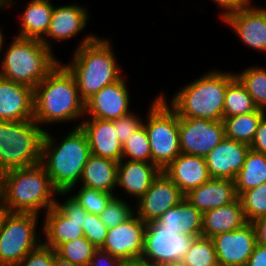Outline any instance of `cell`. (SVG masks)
<instances>
[{"instance_id":"6da1fadb","label":"cell","mask_w":266,"mask_h":266,"mask_svg":"<svg viewBox=\"0 0 266 266\" xmlns=\"http://www.w3.org/2000/svg\"><path fill=\"white\" fill-rule=\"evenodd\" d=\"M86 35L73 52L72 60L63 64L74 76L84 102L104 86L119 80L123 70L116 61L109 39L97 34Z\"/></svg>"},{"instance_id":"7a4b0ae2","label":"cell","mask_w":266,"mask_h":266,"mask_svg":"<svg viewBox=\"0 0 266 266\" xmlns=\"http://www.w3.org/2000/svg\"><path fill=\"white\" fill-rule=\"evenodd\" d=\"M84 114L85 102L80 97L75 78L60 61L34 88L33 119L43 127L73 120L78 122L83 120Z\"/></svg>"},{"instance_id":"3957f363","label":"cell","mask_w":266,"mask_h":266,"mask_svg":"<svg viewBox=\"0 0 266 266\" xmlns=\"http://www.w3.org/2000/svg\"><path fill=\"white\" fill-rule=\"evenodd\" d=\"M57 193L42 163L1 174L0 202L7 212L46 213Z\"/></svg>"},{"instance_id":"277c9868","label":"cell","mask_w":266,"mask_h":266,"mask_svg":"<svg viewBox=\"0 0 266 266\" xmlns=\"http://www.w3.org/2000/svg\"><path fill=\"white\" fill-rule=\"evenodd\" d=\"M49 132L46 130L44 135L41 163L54 188L58 192L70 193L79 184L83 167L91 155L87 135L81 127H72L58 141Z\"/></svg>"},{"instance_id":"5b68a950","label":"cell","mask_w":266,"mask_h":266,"mask_svg":"<svg viewBox=\"0 0 266 266\" xmlns=\"http://www.w3.org/2000/svg\"><path fill=\"white\" fill-rule=\"evenodd\" d=\"M235 78V72L212 69L178 88L179 91L170 100H167L164 92H161V96L177 112L178 117L223 120L226 89Z\"/></svg>"},{"instance_id":"8992f818","label":"cell","mask_w":266,"mask_h":266,"mask_svg":"<svg viewBox=\"0 0 266 266\" xmlns=\"http://www.w3.org/2000/svg\"><path fill=\"white\" fill-rule=\"evenodd\" d=\"M2 54L0 75L33 89L61 61L39 39L19 36L14 37L9 47L4 46Z\"/></svg>"},{"instance_id":"52a82bcc","label":"cell","mask_w":266,"mask_h":266,"mask_svg":"<svg viewBox=\"0 0 266 266\" xmlns=\"http://www.w3.org/2000/svg\"><path fill=\"white\" fill-rule=\"evenodd\" d=\"M46 130L34 119L0 121V173L41 163Z\"/></svg>"},{"instance_id":"ba28073f","label":"cell","mask_w":266,"mask_h":266,"mask_svg":"<svg viewBox=\"0 0 266 266\" xmlns=\"http://www.w3.org/2000/svg\"><path fill=\"white\" fill-rule=\"evenodd\" d=\"M144 119L150 142L151 163L162 171L181 153L179 117L161 93L151 101Z\"/></svg>"},{"instance_id":"9c48e42d","label":"cell","mask_w":266,"mask_h":266,"mask_svg":"<svg viewBox=\"0 0 266 266\" xmlns=\"http://www.w3.org/2000/svg\"><path fill=\"white\" fill-rule=\"evenodd\" d=\"M40 216L34 213L4 212L0 222V266H17L42 243L41 233H36Z\"/></svg>"},{"instance_id":"30bf717a","label":"cell","mask_w":266,"mask_h":266,"mask_svg":"<svg viewBox=\"0 0 266 266\" xmlns=\"http://www.w3.org/2000/svg\"><path fill=\"white\" fill-rule=\"evenodd\" d=\"M69 192H58L56 196H69L62 203L56 200V205L44 214L41 227L42 243L56 250L61 244L84 237L83 224L87 211Z\"/></svg>"},{"instance_id":"8fae6325","label":"cell","mask_w":266,"mask_h":266,"mask_svg":"<svg viewBox=\"0 0 266 266\" xmlns=\"http://www.w3.org/2000/svg\"><path fill=\"white\" fill-rule=\"evenodd\" d=\"M194 237L177 234L164 228L157 220L146 224L144 232V259L161 265L180 264Z\"/></svg>"},{"instance_id":"7c38bea8","label":"cell","mask_w":266,"mask_h":266,"mask_svg":"<svg viewBox=\"0 0 266 266\" xmlns=\"http://www.w3.org/2000/svg\"><path fill=\"white\" fill-rule=\"evenodd\" d=\"M179 138L182 153L206 157L225 138L223 120L179 117Z\"/></svg>"},{"instance_id":"4fadbf2b","label":"cell","mask_w":266,"mask_h":266,"mask_svg":"<svg viewBox=\"0 0 266 266\" xmlns=\"http://www.w3.org/2000/svg\"><path fill=\"white\" fill-rule=\"evenodd\" d=\"M184 196L178 186L161 171L151 187L136 201L135 214L145 224L150 223L177 205Z\"/></svg>"},{"instance_id":"5bb4252c","label":"cell","mask_w":266,"mask_h":266,"mask_svg":"<svg viewBox=\"0 0 266 266\" xmlns=\"http://www.w3.org/2000/svg\"><path fill=\"white\" fill-rule=\"evenodd\" d=\"M127 77L104 86L85 102L84 118L115 120L131 113V98L128 90ZM88 116V117H87Z\"/></svg>"},{"instance_id":"9a60e30c","label":"cell","mask_w":266,"mask_h":266,"mask_svg":"<svg viewBox=\"0 0 266 266\" xmlns=\"http://www.w3.org/2000/svg\"><path fill=\"white\" fill-rule=\"evenodd\" d=\"M146 224L134 213L123 223L109 228L102 250L113 257L130 260L142 256Z\"/></svg>"},{"instance_id":"2e32d148","label":"cell","mask_w":266,"mask_h":266,"mask_svg":"<svg viewBox=\"0 0 266 266\" xmlns=\"http://www.w3.org/2000/svg\"><path fill=\"white\" fill-rule=\"evenodd\" d=\"M222 22L232 28L244 46L266 53V8L257 7L252 1Z\"/></svg>"},{"instance_id":"e0dca14e","label":"cell","mask_w":266,"mask_h":266,"mask_svg":"<svg viewBox=\"0 0 266 266\" xmlns=\"http://www.w3.org/2000/svg\"><path fill=\"white\" fill-rule=\"evenodd\" d=\"M219 266H245L255 245V230L251 222L243 227L214 236Z\"/></svg>"},{"instance_id":"ac0fdd59","label":"cell","mask_w":266,"mask_h":266,"mask_svg":"<svg viewBox=\"0 0 266 266\" xmlns=\"http://www.w3.org/2000/svg\"><path fill=\"white\" fill-rule=\"evenodd\" d=\"M79 3L54 6L50 25L46 35L40 40L46 47L52 49V41L63 42L77 37L89 22V11ZM51 40V43H50Z\"/></svg>"},{"instance_id":"d6986e66","label":"cell","mask_w":266,"mask_h":266,"mask_svg":"<svg viewBox=\"0 0 266 266\" xmlns=\"http://www.w3.org/2000/svg\"><path fill=\"white\" fill-rule=\"evenodd\" d=\"M249 150L248 144L225 137L205 157L211 178L234 181L243 167Z\"/></svg>"},{"instance_id":"ffe728a7","label":"cell","mask_w":266,"mask_h":266,"mask_svg":"<svg viewBox=\"0 0 266 266\" xmlns=\"http://www.w3.org/2000/svg\"><path fill=\"white\" fill-rule=\"evenodd\" d=\"M34 89L0 75V121L32 120Z\"/></svg>"},{"instance_id":"44dd1931","label":"cell","mask_w":266,"mask_h":266,"mask_svg":"<svg viewBox=\"0 0 266 266\" xmlns=\"http://www.w3.org/2000/svg\"><path fill=\"white\" fill-rule=\"evenodd\" d=\"M76 127H81L86 133L92 155L116 162L122 160V145L118 140L113 120L83 118L76 123Z\"/></svg>"},{"instance_id":"7402d4cb","label":"cell","mask_w":266,"mask_h":266,"mask_svg":"<svg viewBox=\"0 0 266 266\" xmlns=\"http://www.w3.org/2000/svg\"><path fill=\"white\" fill-rule=\"evenodd\" d=\"M163 172L185 195L211 179L205 157L180 153Z\"/></svg>"},{"instance_id":"603a6c76","label":"cell","mask_w":266,"mask_h":266,"mask_svg":"<svg viewBox=\"0 0 266 266\" xmlns=\"http://www.w3.org/2000/svg\"><path fill=\"white\" fill-rule=\"evenodd\" d=\"M161 171L151 162L122 159L118 162L117 187L138 201Z\"/></svg>"},{"instance_id":"cb8c5ba5","label":"cell","mask_w":266,"mask_h":266,"mask_svg":"<svg viewBox=\"0 0 266 266\" xmlns=\"http://www.w3.org/2000/svg\"><path fill=\"white\" fill-rule=\"evenodd\" d=\"M202 213L234 202L238 195L235 182L228 179L211 178L184 196Z\"/></svg>"},{"instance_id":"d4e9b609","label":"cell","mask_w":266,"mask_h":266,"mask_svg":"<svg viewBox=\"0 0 266 266\" xmlns=\"http://www.w3.org/2000/svg\"><path fill=\"white\" fill-rule=\"evenodd\" d=\"M247 222L239 197L232 203L206 211L202 217V236H214L237 230Z\"/></svg>"},{"instance_id":"484cf974","label":"cell","mask_w":266,"mask_h":266,"mask_svg":"<svg viewBox=\"0 0 266 266\" xmlns=\"http://www.w3.org/2000/svg\"><path fill=\"white\" fill-rule=\"evenodd\" d=\"M118 162L90 155L83 167L81 180L77 186H85L98 191L116 194Z\"/></svg>"},{"instance_id":"4316f807","label":"cell","mask_w":266,"mask_h":266,"mask_svg":"<svg viewBox=\"0 0 266 266\" xmlns=\"http://www.w3.org/2000/svg\"><path fill=\"white\" fill-rule=\"evenodd\" d=\"M202 217L203 213L184 197L157 221L163 224L164 228L175 230L177 234H187L195 238L202 236Z\"/></svg>"},{"instance_id":"83f0119b","label":"cell","mask_w":266,"mask_h":266,"mask_svg":"<svg viewBox=\"0 0 266 266\" xmlns=\"http://www.w3.org/2000/svg\"><path fill=\"white\" fill-rule=\"evenodd\" d=\"M51 0H31L20 15L19 37L41 40L47 33L52 13Z\"/></svg>"},{"instance_id":"f1b7e54d","label":"cell","mask_w":266,"mask_h":266,"mask_svg":"<svg viewBox=\"0 0 266 266\" xmlns=\"http://www.w3.org/2000/svg\"><path fill=\"white\" fill-rule=\"evenodd\" d=\"M234 182L238 197L244 191L266 183V154L250 149Z\"/></svg>"},{"instance_id":"f546056e","label":"cell","mask_w":266,"mask_h":266,"mask_svg":"<svg viewBox=\"0 0 266 266\" xmlns=\"http://www.w3.org/2000/svg\"><path fill=\"white\" fill-rule=\"evenodd\" d=\"M265 115L266 111L257 108L248 114L223 118L225 137L250 145Z\"/></svg>"},{"instance_id":"4dcf8cb0","label":"cell","mask_w":266,"mask_h":266,"mask_svg":"<svg viewBox=\"0 0 266 266\" xmlns=\"http://www.w3.org/2000/svg\"><path fill=\"white\" fill-rule=\"evenodd\" d=\"M239 72L235 77L245 87L255 106L266 111V68L254 65Z\"/></svg>"},{"instance_id":"1f68e13d","label":"cell","mask_w":266,"mask_h":266,"mask_svg":"<svg viewBox=\"0 0 266 266\" xmlns=\"http://www.w3.org/2000/svg\"><path fill=\"white\" fill-rule=\"evenodd\" d=\"M256 109L257 107L245 87L235 78L226 89L223 118L248 114Z\"/></svg>"},{"instance_id":"d6a6232c","label":"cell","mask_w":266,"mask_h":266,"mask_svg":"<svg viewBox=\"0 0 266 266\" xmlns=\"http://www.w3.org/2000/svg\"><path fill=\"white\" fill-rule=\"evenodd\" d=\"M183 266H219L213 239L195 237L181 261Z\"/></svg>"},{"instance_id":"836d02e7","label":"cell","mask_w":266,"mask_h":266,"mask_svg":"<svg viewBox=\"0 0 266 266\" xmlns=\"http://www.w3.org/2000/svg\"><path fill=\"white\" fill-rule=\"evenodd\" d=\"M97 248L84 236L61 244L55 251L62 259L78 266H88Z\"/></svg>"},{"instance_id":"e575fe53","label":"cell","mask_w":266,"mask_h":266,"mask_svg":"<svg viewBox=\"0 0 266 266\" xmlns=\"http://www.w3.org/2000/svg\"><path fill=\"white\" fill-rule=\"evenodd\" d=\"M122 159L151 162L150 142L144 125L135 131L122 145Z\"/></svg>"},{"instance_id":"d590c367","label":"cell","mask_w":266,"mask_h":266,"mask_svg":"<svg viewBox=\"0 0 266 266\" xmlns=\"http://www.w3.org/2000/svg\"><path fill=\"white\" fill-rule=\"evenodd\" d=\"M239 199L247 222L266 216V183L244 191Z\"/></svg>"},{"instance_id":"8d00e7d4","label":"cell","mask_w":266,"mask_h":266,"mask_svg":"<svg viewBox=\"0 0 266 266\" xmlns=\"http://www.w3.org/2000/svg\"><path fill=\"white\" fill-rule=\"evenodd\" d=\"M77 191L78 192H75L76 194H72V196L88 213L96 215H100L109 201L116 196L85 186H80Z\"/></svg>"},{"instance_id":"74e56055","label":"cell","mask_w":266,"mask_h":266,"mask_svg":"<svg viewBox=\"0 0 266 266\" xmlns=\"http://www.w3.org/2000/svg\"><path fill=\"white\" fill-rule=\"evenodd\" d=\"M134 213L133 206L116 194L99 216L103 224L109 229L123 223Z\"/></svg>"},{"instance_id":"f35d334b","label":"cell","mask_w":266,"mask_h":266,"mask_svg":"<svg viewBox=\"0 0 266 266\" xmlns=\"http://www.w3.org/2000/svg\"><path fill=\"white\" fill-rule=\"evenodd\" d=\"M84 236L97 248L100 249L105 243L108 228L103 224L99 215L86 213L83 224Z\"/></svg>"},{"instance_id":"ab89813d","label":"cell","mask_w":266,"mask_h":266,"mask_svg":"<svg viewBox=\"0 0 266 266\" xmlns=\"http://www.w3.org/2000/svg\"><path fill=\"white\" fill-rule=\"evenodd\" d=\"M143 121V118L139 117L136 112H131L113 120V125L116 128L117 137L121 145L143 125Z\"/></svg>"},{"instance_id":"60d3db41","label":"cell","mask_w":266,"mask_h":266,"mask_svg":"<svg viewBox=\"0 0 266 266\" xmlns=\"http://www.w3.org/2000/svg\"><path fill=\"white\" fill-rule=\"evenodd\" d=\"M54 249L41 243L30 251L17 266H52Z\"/></svg>"},{"instance_id":"b9f144b4","label":"cell","mask_w":266,"mask_h":266,"mask_svg":"<svg viewBox=\"0 0 266 266\" xmlns=\"http://www.w3.org/2000/svg\"><path fill=\"white\" fill-rule=\"evenodd\" d=\"M88 266H127V260L113 257L100 248L95 250Z\"/></svg>"},{"instance_id":"7bdbcfd3","label":"cell","mask_w":266,"mask_h":266,"mask_svg":"<svg viewBox=\"0 0 266 266\" xmlns=\"http://www.w3.org/2000/svg\"><path fill=\"white\" fill-rule=\"evenodd\" d=\"M252 1L253 0H213L217 7H220L219 10L222 9L221 14L219 13L221 21L239 9L248 6Z\"/></svg>"},{"instance_id":"ee69618b","label":"cell","mask_w":266,"mask_h":266,"mask_svg":"<svg viewBox=\"0 0 266 266\" xmlns=\"http://www.w3.org/2000/svg\"><path fill=\"white\" fill-rule=\"evenodd\" d=\"M249 147L253 151L266 154V115L261 119Z\"/></svg>"},{"instance_id":"f6af8a7d","label":"cell","mask_w":266,"mask_h":266,"mask_svg":"<svg viewBox=\"0 0 266 266\" xmlns=\"http://www.w3.org/2000/svg\"><path fill=\"white\" fill-rule=\"evenodd\" d=\"M245 266H266V245L256 244Z\"/></svg>"},{"instance_id":"bcb514c9","label":"cell","mask_w":266,"mask_h":266,"mask_svg":"<svg viewBox=\"0 0 266 266\" xmlns=\"http://www.w3.org/2000/svg\"><path fill=\"white\" fill-rule=\"evenodd\" d=\"M257 244L266 245V216L253 220Z\"/></svg>"},{"instance_id":"7dc6e473","label":"cell","mask_w":266,"mask_h":266,"mask_svg":"<svg viewBox=\"0 0 266 266\" xmlns=\"http://www.w3.org/2000/svg\"><path fill=\"white\" fill-rule=\"evenodd\" d=\"M127 266H164V265L157 264L153 261H149L147 259H144L143 257H139L128 260Z\"/></svg>"},{"instance_id":"c3c4849f","label":"cell","mask_w":266,"mask_h":266,"mask_svg":"<svg viewBox=\"0 0 266 266\" xmlns=\"http://www.w3.org/2000/svg\"><path fill=\"white\" fill-rule=\"evenodd\" d=\"M52 266H78V265H75L74 263L68 260L62 259L60 256L56 254V251L54 250V258Z\"/></svg>"},{"instance_id":"681fc988","label":"cell","mask_w":266,"mask_h":266,"mask_svg":"<svg viewBox=\"0 0 266 266\" xmlns=\"http://www.w3.org/2000/svg\"><path fill=\"white\" fill-rule=\"evenodd\" d=\"M14 4L16 5V1L15 0H0V10L4 9V8H7V7L11 8L12 5L14 6Z\"/></svg>"},{"instance_id":"f907efd6","label":"cell","mask_w":266,"mask_h":266,"mask_svg":"<svg viewBox=\"0 0 266 266\" xmlns=\"http://www.w3.org/2000/svg\"><path fill=\"white\" fill-rule=\"evenodd\" d=\"M4 35L5 34L2 33V29H0V54H1L2 50H3V48H4V45H8V44L4 43V42H6L5 38H4Z\"/></svg>"},{"instance_id":"816d5d0a","label":"cell","mask_w":266,"mask_h":266,"mask_svg":"<svg viewBox=\"0 0 266 266\" xmlns=\"http://www.w3.org/2000/svg\"><path fill=\"white\" fill-rule=\"evenodd\" d=\"M5 211H6V210L3 208V206H2V204H1V202H0V222H1V219H2L3 214H4Z\"/></svg>"},{"instance_id":"f5cc1de1","label":"cell","mask_w":266,"mask_h":266,"mask_svg":"<svg viewBox=\"0 0 266 266\" xmlns=\"http://www.w3.org/2000/svg\"><path fill=\"white\" fill-rule=\"evenodd\" d=\"M165 266H183V265L180 263V264H170V265H165Z\"/></svg>"}]
</instances>
